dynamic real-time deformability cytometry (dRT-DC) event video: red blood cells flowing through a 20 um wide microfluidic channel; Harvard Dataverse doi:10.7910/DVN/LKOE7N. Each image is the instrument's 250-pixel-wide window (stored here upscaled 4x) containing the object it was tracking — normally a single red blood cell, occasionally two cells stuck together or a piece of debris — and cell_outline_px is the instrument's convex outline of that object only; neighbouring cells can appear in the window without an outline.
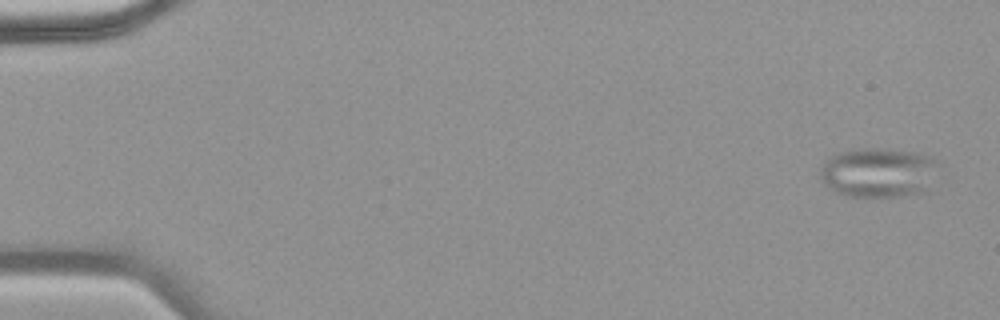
{"species": "common noctule bat (a hibernating species)", "species_latin": "Nyctalus noctula", "temperature_condition": "warm", "stored_images_in_passage": 70, "camera_frame_rate_fps": 3000, "um_per_image_px": 0.085, "animal": {"sex": "female", "body_mass_g": 18.4}, "frame": {"image": 1, "passage_image": 3, "time_ms": 0.667, "image_size_px": [1000, 320], "cell_outline_px": [[940, 164], [928, 192], [904, 196], [848, 196], [836, 192], [824, 184], [820, 180], [820, 164], [828, 156], [840, 152], [856, 148], [880, 148], [920, 152], [932, 156]], "centroid_in_image_um": [74.7, 14.65], "position_along_channel_um": 10.3, "area_um2": 35.2}}
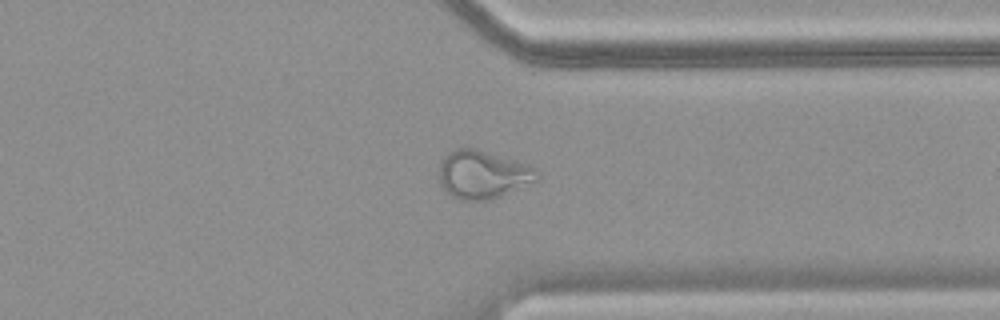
{"frame": {"image": 2, "passage_image": 55, "time_ms": 18.0, "image_size_px": [1000, 320], "cell_outline_px": [[540, 180], [500, 196], [488, 200], [456, 200], [440, 184], [440, 160], [448, 152], [456, 148], [476, 148], [528, 164], [536, 168], [540, 172]], "centroid_in_image_um": [41.07, 14.83], "position_along_channel_um": 370.3, "area_um2": 27.74}}
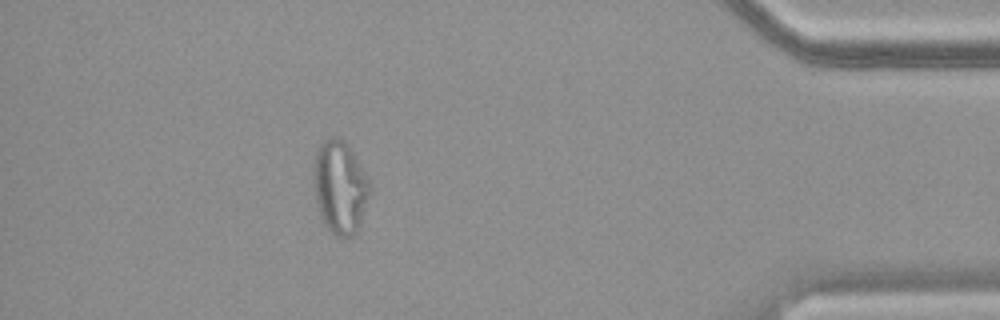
{"frame": {"image": 3, "passage_image": 63, "time_ms": 20.667, "image_size_px": [1000, 320], "cell_outline_px": [[368, 196], [360, 224], [356, 232], [352, 236], [336, 236], [328, 228], [320, 216], [316, 200], [312, 180], [316, 152], [320, 144], [324, 140], [332, 136], [344, 140], [348, 144], [368, 180]], "centroid_in_image_um": [28.85, 15.89], "position_along_channel_um": 406.3, "area_um2": 29.88}}